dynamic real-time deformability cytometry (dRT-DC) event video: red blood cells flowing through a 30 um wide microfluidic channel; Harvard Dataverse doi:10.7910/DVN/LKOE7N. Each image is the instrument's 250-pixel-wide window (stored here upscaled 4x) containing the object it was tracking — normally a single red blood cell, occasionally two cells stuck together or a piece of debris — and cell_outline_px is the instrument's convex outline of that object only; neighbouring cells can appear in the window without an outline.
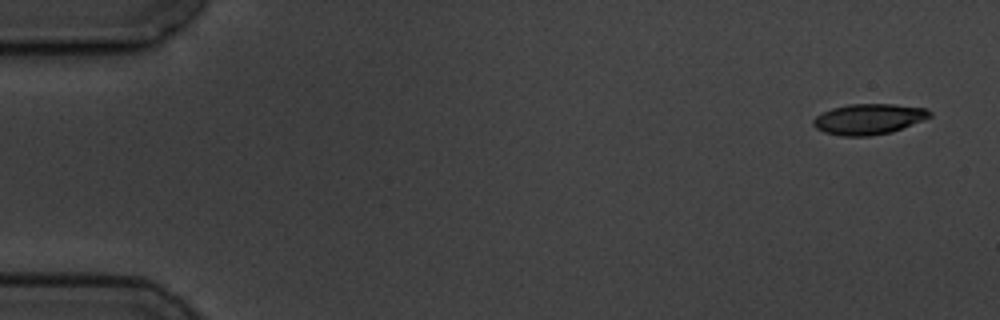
{"species": "common noctule bat (a hibernating species)", "species_latin": "Nyctalus noctula", "temperature_condition": "cold", "stored_images_in_passage": 5, "camera_frame_rate_fps": 3000, "um_per_image_px": 0.085, "animal": {"sex": "male", "body_mass_g": 19.5, "forearm_length_mm": 54.6}, "frame": {"image": 1, "passage_image": 1, "time_ms": 0.0, "image_size_px": [1000, 320], "cell_outline_px": [[932, 116], [924, 120], [892, 132], [868, 136], [840, 136], [824, 132], [816, 128], [812, 124], [812, 120], [816, 116], [832, 108], [848, 104], [892, 104], [928, 108], [932, 112]], "centroid_in_image_um": [73.86, 10.12], "position_along_channel_um": 11.1, "area_um2": 20.92}}
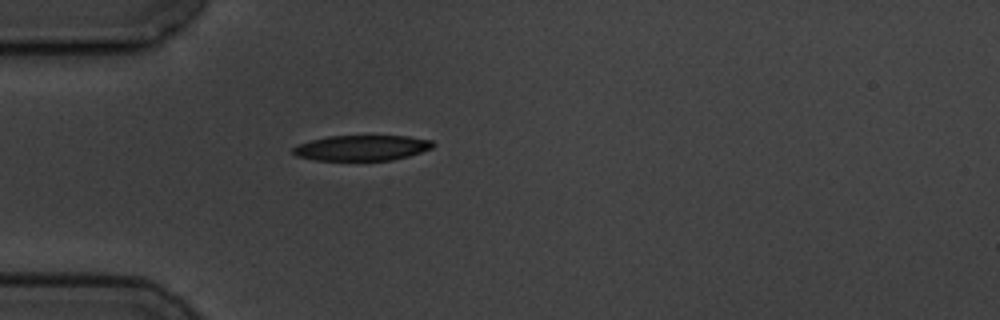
{"frame": {"image": 2, "passage_image": 5, "time_ms": 4.667, "image_size_px": [1000, 320], "cell_outline_px": [[436, 144], [432, 148], [408, 156], [392, 160], [316, 160], [296, 156], [292, 152], [292, 148], [300, 144], [312, 140], [328, 136], [408, 136], [432, 140]], "centroid_in_image_um": [30.77, 12.57], "position_along_channel_um": 54.2, "area_um2": 20.63}}